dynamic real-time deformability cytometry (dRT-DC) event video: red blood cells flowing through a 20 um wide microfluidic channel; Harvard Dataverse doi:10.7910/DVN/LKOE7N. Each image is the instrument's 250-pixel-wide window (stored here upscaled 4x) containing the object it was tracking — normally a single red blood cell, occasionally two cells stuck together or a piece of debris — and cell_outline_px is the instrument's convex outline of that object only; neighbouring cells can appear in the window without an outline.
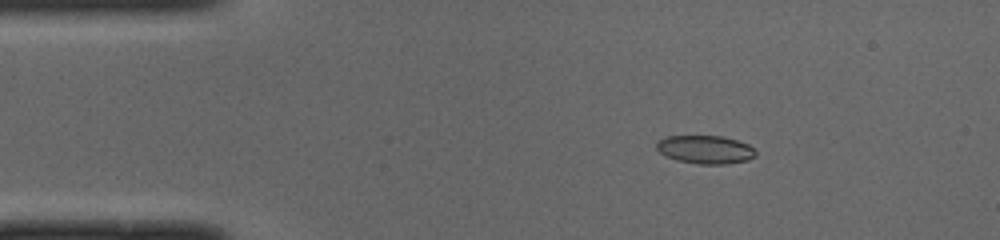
{"species": "common noctule bat (a hibernating species)", "species_latin": "Nyctalus noctula", "temperature_condition": "cold", "stored_images_in_passage": 43, "camera_frame_rate_fps": 3000, "um_per_image_px": 0.085, "animal": {"sex": "male", "body_mass_g": 19.0, "forearm_length_mm": 50.8}, "frame": {"image": 1, "passage_image": 1, "time_ms": 0.0, "image_size_px": [1000, 240], "cell_outline_px": [[756, 156], [748, 160], [724, 164], [700, 164], [676, 160], [664, 156], [656, 148], [656, 140], [664, 136], [720, 136], [736, 140], [748, 144], [756, 152]], "centroid_in_image_um": [59.9, 12.71], "position_along_channel_um": 25.1, "area_um2": 16.42}}
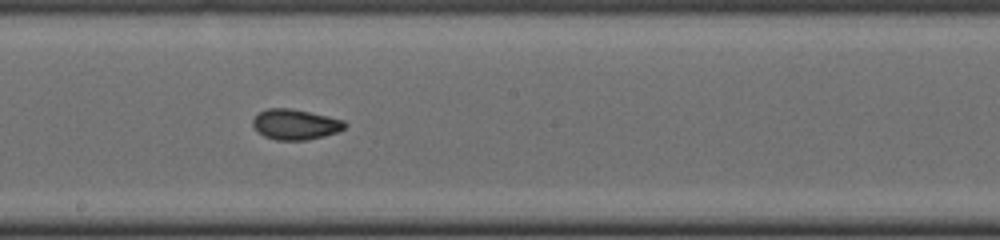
{"frame": {"image": 2, "passage_image": 20, "time_ms": 6.333, "image_size_px": [1000, 240], "cell_outline_px": [[348, 124], [344, 128], [336, 132], [324, 136], [308, 140], [276, 140], [264, 136], [256, 132], [252, 124], [252, 120], [260, 112], [268, 108], [292, 108], [328, 116], [344, 120]], "centroid_in_image_um": [25.09, 10.58], "position_along_channel_um": 223.1, "area_um2": 16.42}}
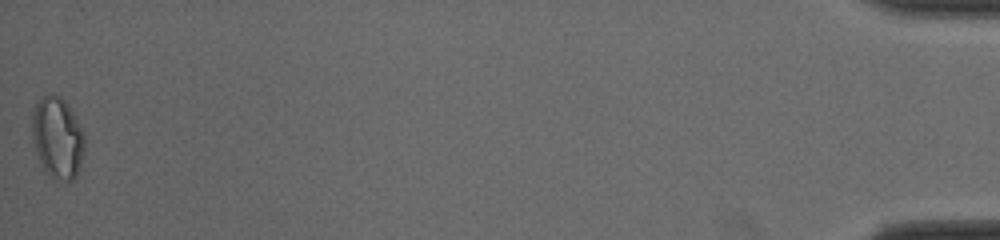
{"frame": {"image": 3, "passage_image": 43, "time_ms": 14.0, "image_size_px": [1000, 240], "cell_outline_px": [[84, 148], [80, 164], [76, 176], [72, 180], [52, 180], [48, 176], [40, 160], [36, 148], [32, 132], [32, 112], [40, 96], [60, 96], [64, 100], [72, 112], [84, 132]], "centroid_in_image_um": [4.89, 11.72], "position_along_channel_um": 430.3, "area_um2": 24.51}, "authors_computed_cell_mechanics": {"area_um2": 16.3574, "velocity_mm_per_s": 4.0224, "shape_relaxation_time_tau1_ms": 4.3675, "shape_relaxation_time_tau2_ms": 1.7742, "deformation_change_tau1": 0.1474, "deformation_change_tau2": 0.0645}}